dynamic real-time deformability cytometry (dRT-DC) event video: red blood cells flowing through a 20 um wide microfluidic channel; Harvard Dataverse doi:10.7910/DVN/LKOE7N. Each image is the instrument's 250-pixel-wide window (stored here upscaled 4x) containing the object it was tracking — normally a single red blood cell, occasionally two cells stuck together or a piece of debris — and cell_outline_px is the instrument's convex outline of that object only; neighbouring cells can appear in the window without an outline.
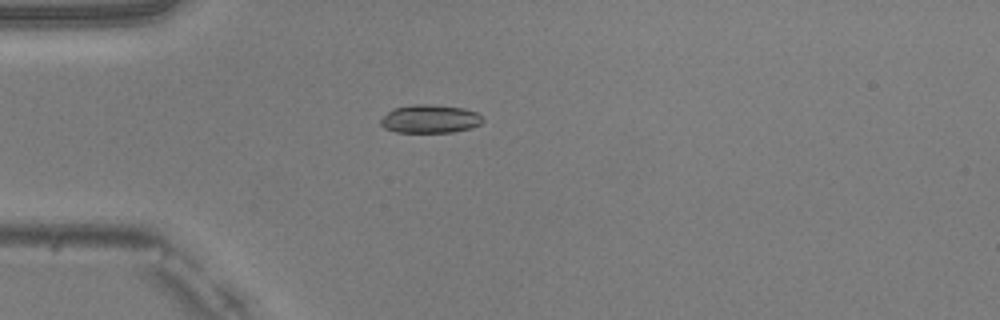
{"species": "common noctule bat (a hibernating species)", "species_latin": "Nyctalus noctula", "temperature_condition": "warm", "stored_images_in_passage": 38, "camera_frame_rate_fps": 3000, "um_per_image_px": 0.085, "animal": {"sex": "male", "body_mass_g": 20.5, "forearm_length_mm": 52.5}, "frame": {"image": 1, "passage_image": 2, "time_ms": 0.333, "image_size_px": [1000, 320], "cell_outline_px": [[484, 120], [480, 124], [472, 128], [452, 132], [396, 132], [384, 128], [380, 124], [380, 120], [392, 108], [412, 104], [432, 104], [464, 108], [476, 112]], "centroid_in_image_um": [36.54, 10.1], "position_along_channel_um": 48.5, "area_um2": 16.94}}
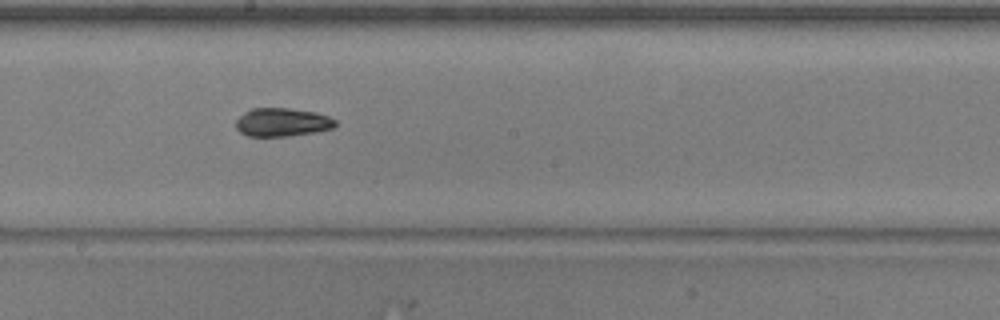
{"frame": {"image": 2, "passage_image": 16, "time_ms": 5.0, "image_size_px": [1000, 320], "cell_outline_px": [[336, 124], [332, 128], [312, 132], [288, 136], [248, 136], [240, 132], [236, 128], [236, 120], [244, 112], [252, 108], [288, 108], [316, 112], [328, 116], [336, 120]], "centroid_in_image_um": [23.96, 10.38], "position_along_channel_um": 224.2, "area_um2": 16.36}}
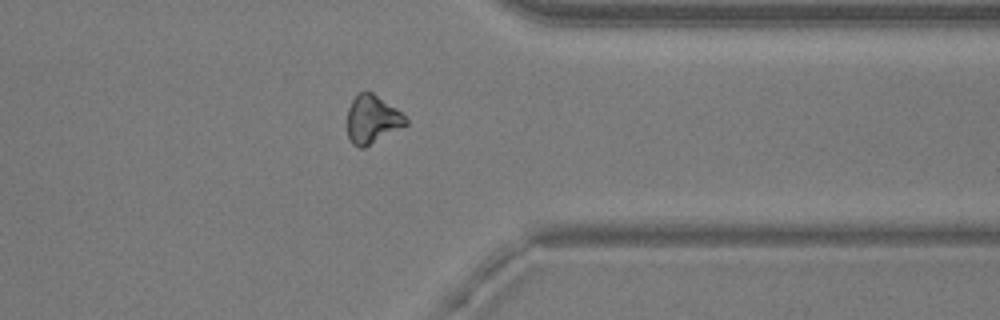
{"frame": {"image": 3, "passage_image": 28, "time_ms": 9.0, "image_size_px": [1000, 320], "cell_outline_px": [[408, 124], [364, 148], [360, 148], [352, 144], [348, 136], [348, 108], [352, 100], [360, 92], [372, 92], [396, 108], [408, 120]], "centroid_in_image_um": [31.63, 10.16], "position_along_channel_um": 379.8, "area_um2": 16.24}, "authors_computed_cell_mechanics": {"area_um2": 16.7331, "velocity_mm_per_s": 4.0501, "shape_relaxation_time_tau1_ms": 2.5535, "shape_relaxation_time_tau2_ms": 2.0727, "deformation_change_tau1": 0.0881, "deformation_change_tau2": 0.0815}}